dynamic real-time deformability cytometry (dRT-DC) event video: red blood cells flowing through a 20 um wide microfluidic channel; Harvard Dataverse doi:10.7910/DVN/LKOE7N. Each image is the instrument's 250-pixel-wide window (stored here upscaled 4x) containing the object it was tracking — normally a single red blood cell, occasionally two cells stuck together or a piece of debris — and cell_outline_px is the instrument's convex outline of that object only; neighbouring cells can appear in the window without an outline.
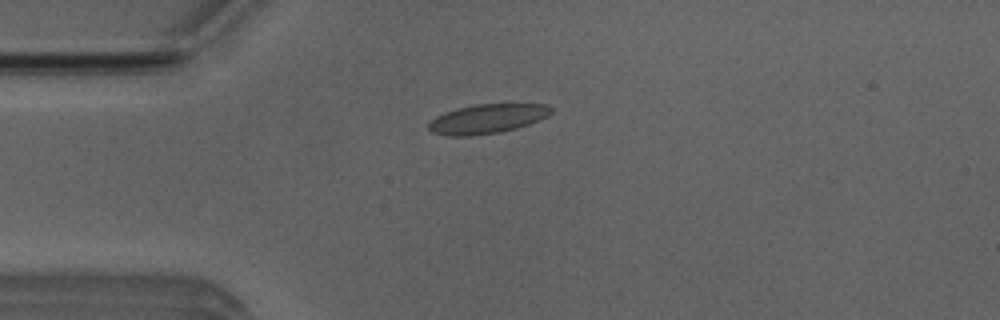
{"species": "Egyptian fruit bat (a non-hibernating species)", "species_latin": "Rousettus aegyptiacus", "temperature_condition": "room temperature", "stored_images_in_passage": 44, "camera_frame_rate_fps": 3000, "um_per_image_px": 0.085, "animal": {"sex": "male"}, "frame": {"image": 1, "passage_image": 4, "time_ms": 1.0, "image_size_px": [1000, 320], "cell_outline_px": [[552, 112], [548, 116], [540, 120], [516, 128], [500, 132], [468, 136], [448, 136], [432, 132], [428, 128], [428, 124], [436, 116], [444, 112], [456, 108], [476, 104], [548, 104], [552, 108]], "centroid_in_image_um": [41.42, 10.09], "position_along_channel_um": 43.6, "area_um2": 20.98}}
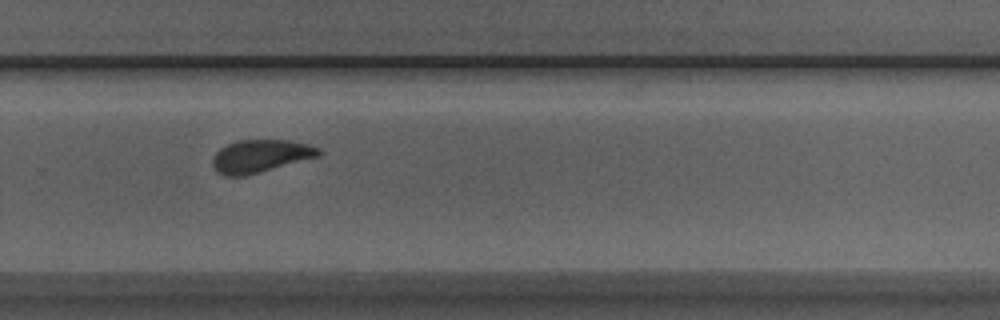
{"frame": {"image": 2, "passage_image": 26, "time_ms": 8.333, "image_size_px": [1000, 320], "cell_outline_px": [[324, 152], [320, 156], [260, 172], [244, 176], [224, 176], [212, 164], [212, 156], [220, 148], [236, 140], [288, 140], [308, 144], [320, 148]], "centroid_in_image_um": [22.16, 13.25], "position_along_channel_um": 307.6, "area_um2": 20.29}}
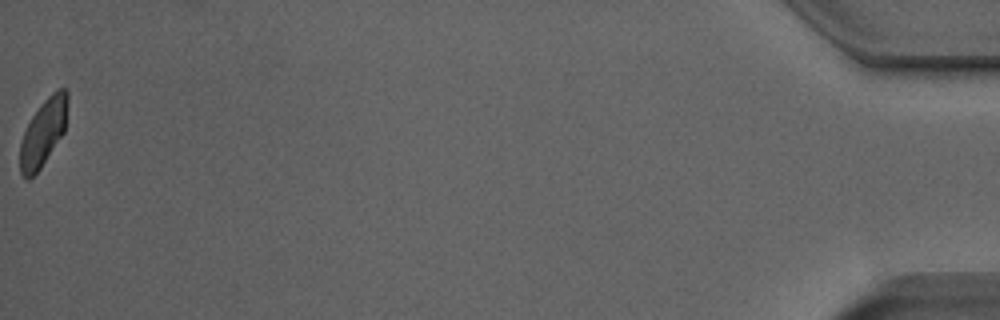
{"frame": {"image": 3, "passage_image": 44, "time_ms": 14.333, "image_size_px": [1000, 320], "cell_outline_px": [[68, 104], [64, 132], [40, 168], [28, 180], [20, 176], [20, 144], [24, 132], [32, 116], [40, 104], [56, 88], [64, 88], [68, 92]], "centroid_in_image_um": [3.68, 11.24], "position_along_channel_um": 431.5, "area_um2": 18.5}, "authors_computed_cell_mechanics": {"area_um2": 20.2878, "velocity_mm_per_s": 3.8623, "shape_relaxation_time_tau1_ms": 9.198, "shape_relaxation_time_tau2_ms": 1.1631, "deformation_change_tau1": 0.1626, "deformation_change_tau2": 0.0745}}